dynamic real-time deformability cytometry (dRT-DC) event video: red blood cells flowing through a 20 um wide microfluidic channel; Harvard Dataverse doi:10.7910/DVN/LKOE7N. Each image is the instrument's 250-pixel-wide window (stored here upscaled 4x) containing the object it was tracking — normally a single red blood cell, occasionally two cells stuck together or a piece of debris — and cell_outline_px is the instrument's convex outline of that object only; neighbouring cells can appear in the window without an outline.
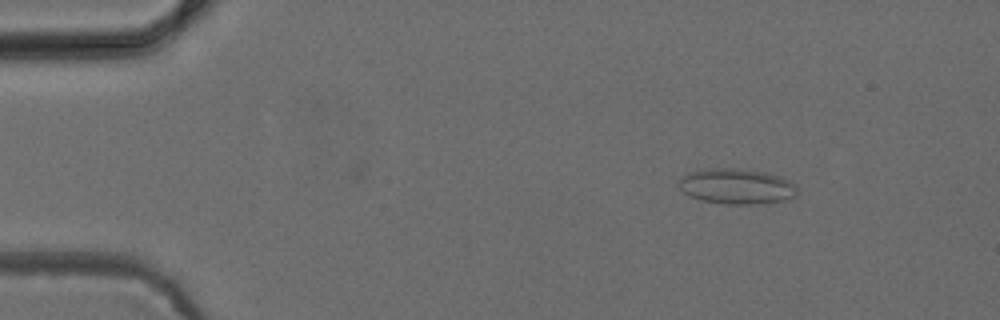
{"species": "common noctule bat (a hibernating species)", "species_latin": "Nyctalus noctula", "temperature_condition": "cold", "stored_images_in_passage": 5, "camera_frame_rate_fps": 3000, "um_per_image_px": 0.085, "animal": {"sex": "female", "body_mass_g": 24.6, "forearm_length_mm": 56.2}, "frame": {"image": 1, "passage_image": 2, "time_ms": 1.333, "image_size_px": [1000, 320], "cell_outline_px": [[800, 192], [796, 196], [784, 200], [756, 204], [724, 204], [700, 200], [688, 196], [676, 184], [680, 176], [688, 172], [708, 168], [732, 168], [764, 172], [780, 176], [788, 180]], "centroid_in_image_um": [62.55, 15.84], "position_along_channel_um": 22.4, "area_um2": 24.68}}
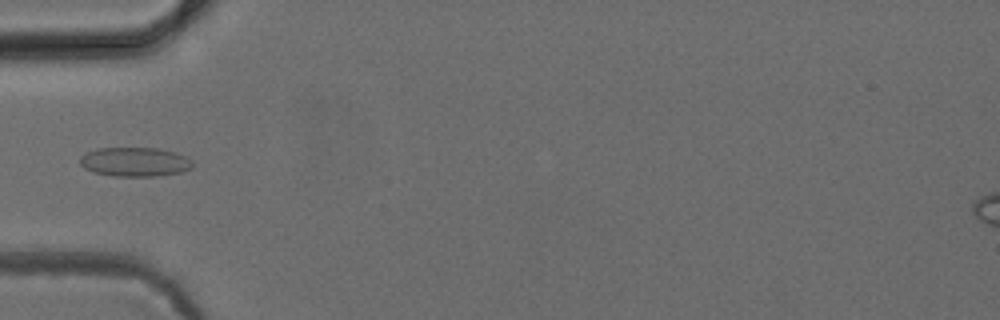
{"frame": {"image": 2, "passage_image": 5, "time_ms": 4.667, "image_size_px": [1000, 320], "cell_outline_px": [[192, 168], [180, 172], [156, 176], [112, 176], [92, 172], [84, 168], [80, 164], [80, 156], [84, 152], [96, 148], [160, 148], [176, 152], [192, 160]], "centroid_in_image_um": [11.42, 13.75], "position_along_channel_um": 73.6, "area_um2": 19.36}}